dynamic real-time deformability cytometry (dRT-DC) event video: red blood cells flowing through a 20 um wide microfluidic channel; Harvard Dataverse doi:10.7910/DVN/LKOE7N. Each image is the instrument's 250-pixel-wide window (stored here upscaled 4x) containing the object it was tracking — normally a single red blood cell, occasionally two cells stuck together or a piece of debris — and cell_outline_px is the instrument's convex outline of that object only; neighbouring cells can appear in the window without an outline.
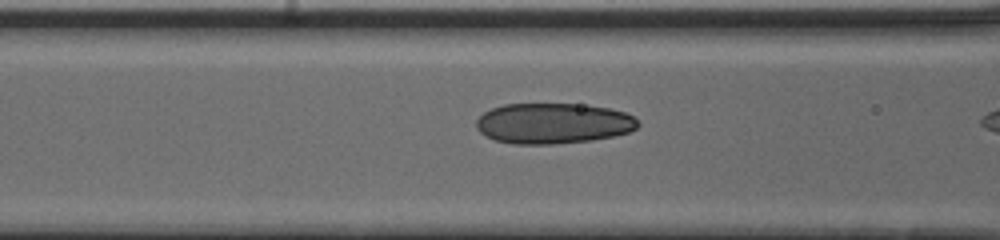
{"species": "human", "species_latin": "Homo sapiens", "temperature_condition": "cold", "stored_images_in_passage": 24, "camera_frame_rate_fps": 3000, "um_per_image_px": 0.085, "donor": {"sex": "male"}, "frame": {"image": 1, "passage_image": 22, "time_ms": 7.0, "image_size_px": [1000, 240], "cell_outline_px": [[640, 124], [636, 128], [628, 132], [612, 136], [592, 140], [552, 144], [512, 144], [496, 140], [480, 132], [476, 128], [476, 120], [484, 112], [492, 108], [504, 104], [580, 104], [608, 108], [624, 112], [632, 116]], "centroid_in_image_um": [47.0, 10.48], "position_along_channel_um": 119.6, "area_um2": 38.09}}